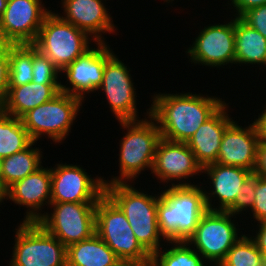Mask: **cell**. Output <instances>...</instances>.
Segmentation results:
<instances>
[{
    "label": "cell",
    "instance_id": "1",
    "mask_svg": "<svg viewBox=\"0 0 266 266\" xmlns=\"http://www.w3.org/2000/svg\"><path fill=\"white\" fill-rule=\"evenodd\" d=\"M150 116L156 121L161 138L187 143L201 124L225 102L220 97L193 93L155 94Z\"/></svg>",
    "mask_w": 266,
    "mask_h": 266
},
{
    "label": "cell",
    "instance_id": "2",
    "mask_svg": "<svg viewBox=\"0 0 266 266\" xmlns=\"http://www.w3.org/2000/svg\"><path fill=\"white\" fill-rule=\"evenodd\" d=\"M190 183V184H189ZM186 182L171 183L160 193L157 204L158 227L167 242L187 241L201 216L208 210L204 189Z\"/></svg>",
    "mask_w": 266,
    "mask_h": 266
},
{
    "label": "cell",
    "instance_id": "3",
    "mask_svg": "<svg viewBox=\"0 0 266 266\" xmlns=\"http://www.w3.org/2000/svg\"><path fill=\"white\" fill-rule=\"evenodd\" d=\"M105 194L122 210L140 245L153 256L163 246L160 242H167L158 227L160 194L148 195L127 182L105 185Z\"/></svg>",
    "mask_w": 266,
    "mask_h": 266
},
{
    "label": "cell",
    "instance_id": "4",
    "mask_svg": "<svg viewBox=\"0 0 266 266\" xmlns=\"http://www.w3.org/2000/svg\"><path fill=\"white\" fill-rule=\"evenodd\" d=\"M147 118L136 121H120L122 129H126L125 136L120 141L119 167L120 176L113 177L107 181L103 179L104 185L113 183H128L141 174V171L151 170L154 163L155 151L161 133L156 121L147 111ZM127 180V181H126Z\"/></svg>",
    "mask_w": 266,
    "mask_h": 266
},
{
    "label": "cell",
    "instance_id": "5",
    "mask_svg": "<svg viewBox=\"0 0 266 266\" xmlns=\"http://www.w3.org/2000/svg\"><path fill=\"white\" fill-rule=\"evenodd\" d=\"M95 233L120 260L151 266L152 256L138 242L125 214L106 194L96 204Z\"/></svg>",
    "mask_w": 266,
    "mask_h": 266
},
{
    "label": "cell",
    "instance_id": "6",
    "mask_svg": "<svg viewBox=\"0 0 266 266\" xmlns=\"http://www.w3.org/2000/svg\"><path fill=\"white\" fill-rule=\"evenodd\" d=\"M90 40L94 41L86 32L50 12L44 18L37 39L32 45L63 71L91 48Z\"/></svg>",
    "mask_w": 266,
    "mask_h": 266
},
{
    "label": "cell",
    "instance_id": "7",
    "mask_svg": "<svg viewBox=\"0 0 266 266\" xmlns=\"http://www.w3.org/2000/svg\"><path fill=\"white\" fill-rule=\"evenodd\" d=\"M83 100L60 92L52 100L25 113L21 120L31 139L37 143L42 134L61 143L71 132Z\"/></svg>",
    "mask_w": 266,
    "mask_h": 266
},
{
    "label": "cell",
    "instance_id": "8",
    "mask_svg": "<svg viewBox=\"0 0 266 266\" xmlns=\"http://www.w3.org/2000/svg\"><path fill=\"white\" fill-rule=\"evenodd\" d=\"M15 230L9 266H67V247L38 222H22Z\"/></svg>",
    "mask_w": 266,
    "mask_h": 266
},
{
    "label": "cell",
    "instance_id": "9",
    "mask_svg": "<svg viewBox=\"0 0 266 266\" xmlns=\"http://www.w3.org/2000/svg\"><path fill=\"white\" fill-rule=\"evenodd\" d=\"M233 216L227 211L208 209L186 242L194 246V250L209 264H220L227 252L240 239L237 225L234 224V220L231 221Z\"/></svg>",
    "mask_w": 266,
    "mask_h": 266
},
{
    "label": "cell",
    "instance_id": "10",
    "mask_svg": "<svg viewBox=\"0 0 266 266\" xmlns=\"http://www.w3.org/2000/svg\"><path fill=\"white\" fill-rule=\"evenodd\" d=\"M97 202H51L52 213H43L38 223L66 247L95 233Z\"/></svg>",
    "mask_w": 266,
    "mask_h": 266
},
{
    "label": "cell",
    "instance_id": "11",
    "mask_svg": "<svg viewBox=\"0 0 266 266\" xmlns=\"http://www.w3.org/2000/svg\"><path fill=\"white\" fill-rule=\"evenodd\" d=\"M56 166L50 168L51 202H98L105 194L104 177L94 179L80 165Z\"/></svg>",
    "mask_w": 266,
    "mask_h": 266
},
{
    "label": "cell",
    "instance_id": "12",
    "mask_svg": "<svg viewBox=\"0 0 266 266\" xmlns=\"http://www.w3.org/2000/svg\"><path fill=\"white\" fill-rule=\"evenodd\" d=\"M127 66L113 53L106 61L103 79L98 90L106 99L118 122L140 120L137 116L136 89Z\"/></svg>",
    "mask_w": 266,
    "mask_h": 266
},
{
    "label": "cell",
    "instance_id": "13",
    "mask_svg": "<svg viewBox=\"0 0 266 266\" xmlns=\"http://www.w3.org/2000/svg\"><path fill=\"white\" fill-rule=\"evenodd\" d=\"M51 11L41 0H8L0 17V31L14 45L33 44Z\"/></svg>",
    "mask_w": 266,
    "mask_h": 266
},
{
    "label": "cell",
    "instance_id": "14",
    "mask_svg": "<svg viewBox=\"0 0 266 266\" xmlns=\"http://www.w3.org/2000/svg\"><path fill=\"white\" fill-rule=\"evenodd\" d=\"M186 52L194 64L218 68L235 64L234 19L202 29Z\"/></svg>",
    "mask_w": 266,
    "mask_h": 266
},
{
    "label": "cell",
    "instance_id": "15",
    "mask_svg": "<svg viewBox=\"0 0 266 266\" xmlns=\"http://www.w3.org/2000/svg\"><path fill=\"white\" fill-rule=\"evenodd\" d=\"M97 48L91 47L83 55L75 59L61 73L65 76L70 87L63 84L60 92L78 97L84 101L86 93L97 91L102 83L104 66L113 54L105 42H96Z\"/></svg>",
    "mask_w": 266,
    "mask_h": 266
},
{
    "label": "cell",
    "instance_id": "16",
    "mask_svg": "<svg viewBox=\"0 0 266 266\" xmlns=\"http://www.w3.org/2000/svg\"><path fill=\"white\" fill-rule=\"evenodd\" d=\"M203 167L197 162L187 143L173 142L161 138L157 144L151 173L161 182H177L202 173Z\"/></svg>",
    "mask_w": 266,
    "mask_h": 266
},
{
    "label": "cell",
    "instance_id": "17",
    "mask_svg": "<svg viewBox=\"0 0 266 266\" xmlns=\"http://www.w3.org/2000/svg\"><path fill=\"white\" fill-rule=\"evenodd\" d=\"M233 121L225 130L216 163L241 167L254 172L257 147L260 141L253 121L243 128Z\"/></svg>",
    "mask_w": 266,
    "mask_h": 266
},
{
    "label": "cell",
    "instance_id": "18",
    "mask_svg": "<svg viewBox=\"0 0 266 266\" xmlns=\"http://www.w3.org/2000/svg\"><path fill=\"white\" fill-rule=\"evenodd\" d=\"M8 199L18 206L28 208L23 222H38L43 217L42 206L51 204L50 168L42 166L24 179L16 181L8 188Z\"/></svg>",
    "mask_w": 266,
    "mask_h": 266
},
{
    "label": "cell",
    "instance_id": "19",
    "mask_svg": "<svg viewBox=\"0 0 266 266\" xmlns=\"http://www.w3.org/2000/svg\"><path fill=\"white\" fill-rule=\"evenodd\" d=\"M61 1L65 15L56 14L64 21L86 32L95 42H105L102 33L109 32L111 34L117 31L103 0Z\"/></svg>",
    "mask_w": 266,
    "mask_h": 266
},
{
    "label": "cell",
    "instance_id": "20",
    "mask_svg": "<svg viewBox=\"0 0 266 266\" xmlns=\"http://www.w3.org/2000/svg\"><path fill=\"white\" fill-rule=\"evenodd\" d=\"M202 173L207 174L213 184L211 193L204 191L207 209L226 211L234 203L243 183L253 171L215 162L204 166ZM211 197L218 198V208L213 206Z\"/></svg>",
    "mask_w": 266,
    "mask_h": 266
},
{
    "label": "cell",
    "instance_id": "21",
    "mask_svg": "<svg viewBox=\"0 0 266 266\" xmlns=\"http://www.w3.org/2000/svg\"><path fill=\"white\" fill-rule=\"evenodd\" d=\"M227 108L228 104L224 103L187 141L188 147L202 167L217 161L222 136L234 121L227 114Z\"/></svg>",
    "mask_w": 266,
    "mask_h": 266
},
{
    "label": "cell",
    "instance_id": "22",
    "mask_svg": "<svg viewBox=\"0 0 266 266\" xmlns=\"http://www.w3.org/2000/svg\"><path fill=\"white\" fill-rule=\"evenodd\" d=\"M61 84H38L29 82L9 87L1 110L13 117L21 118L29 110L52 100L60 93Z\"/></svg>",
    "mask_w": 266,
    "mask_h": 266
},
{
    "label": "cell",
    "instance_id": "23",
    "mask_svg": "<svg viewBox=\"0 0 266 266\" xmlns=\"http://www.w3.org/2000/svg\"><path fill=\"white\" fill-rule=\"evenodd\" d=\"M119 260L96 233L67 247V266H112Z\"/></svg>",
    "mask_w": 266,
    "mask_h": 266
},
{
    "label": "cell",
    "instance_id": "24",
    "mask_svg": "<svg viewBox=\"0 0 266 266\" xmlns=\"http://www.w3.org/2000/svg\"><path fill=\"white\" fill-rule=\"evenodd\" d=\"M235 63L263 65L266 61V38L245 23L234 18Z\"/></svg>",
    "mask_w": 266,
    "mask_h": 266
},
{
    "label": "cell",
    "instance_id": "25",
    "mask_svg": "<svg viewBox=\"0 0 266 266\" xmlns=\"http://www.w3.org/2000/svg\"><path fill=\"white\" fill-rule=\"evenodd\" d=\"M34 144L35 141L26 149L0 160V177L7 188L42 167V151L33 148Z\"/></svg>",
    "mask_w": 266,
    "mask_h": 266
},
{
    "label": "cell",
    "instance_id": "26",
    "mask_svg": "<svg viewBox=\"0 0 266 266\" xmlns=\"http://www.w3.org/2000/svg\"><path fill=\"white\" fill-rule=\"evenodd\" d=\"M32 142L21 118L0 109V160L26 149Z\"/></svg>",
    "mask_w": 266,
    "mask_h": 266
},
{
    "label": "cell",
    "instance_id": "27",
    "mask_svg": "<svg viewBox=\"0 0 266 266\" xmlns=\"http://www.w3.org/2000/svg\"><path fill=\"white\" fill-rule=\"evenodd\" d=\"M167 243L173 246L165 251L160 248L152 256L151 266H205L204 258L186 241Z\"/></svg>",
    "mask_w": 266,
    "mask_h": 266
},
{
    "label": "cell",
    "instance_id": "28",
    "mask_svg": "<svg viewBox=\"0 0 266 266\" xmlns=\"http://www.w3.org/2000/svg\"><path fill=\"white\" fill-rule=\"evenodd\" d=\"M33 45H14L9 50V87L33 81Z\"/></svg>",
    "mask_w": 266,
    "mask_h": 266
},
{
    "label": "cell",
    "instance_id": "29",
    "mask_svg": "<svg viewBox=\"0 0 266 266\" xmlns=\"http://www.w3.org/2000/svg\"><path fill=\"white\" fill-rule=\"evenodd\" d=\"M240 239L227 252L221 266H266V260L257 248L252 236L240 235Z\"/></svg>",
    "mask_w": 266,
    "mask_h": 266
},
{
    "label": "cell",
    "instance_id": "30",
    "mask_svg": "<svg viewBox=\"0 0 266 266\" xmlns=\"http://www.w3.org/2000/svg\"><path fill=\"white\" fill-rule=\"evenodd\" d=\"M61 71L53 62L33 46V82L38 84H61L58 81Z\"/></svg>",
    "mask_w": 266,
    "mask_h": 266
},
{
    "label": "cell",
    "instance_id": "31",
    "mask_svg": "<svg viewBox=\"0 0 266 266\" xmlns=\"http://www.w3.org/2000/svg\"><path fill=\"white\" fill-rule=\"evenodd\" d=\"M256 174L253 172L243 183L234 203L226 210L232 215L241 214L242 211L252 210L255 198Z\"/></svg>",
    "mask_w": 266,
    "mask_h": 266
},
{
    "label": "cell",
    "instance_id": "32",
    "mask_svg": "<svg viewBox=\"0 0 266 266\" xmlns=\"http://www.w3.org/2000/svg\"><path fill=\"white\" fill-rule=\"evenodd\" d=\"M251 212L257 223L266 221V179L256 174L255 198Z\"/></svg>",
    "mask_w": 266,
    "mask_h": 266
},
{
    "label": "cell",
    "instance_id": "33",
    "mask_svg": "<svg viewBox=\"0 0 266 266\" xmlns=\"http://www.w3.org/2000/svg\"><path fill=\"white\" fill-rule=\"evenodd\" d=\"M240 18L266 38V4L250 9Z\"/></svg>",
    "mask_w": 266,
    "mask_h": 266
},
{
    "label": "cell",
    "instance_id": "34",
    "mask_svg": "<svg viewBox=\"0 0 266 266\" xmlns=\"http://www.w3.org/2000/svg\"><path fill=\"white\" fill-rule=\"evenodd\" d=\"M9 89V59H0V109L3 106Z\"/></svg>",
    "mask_w": 266,
    "mask_h": 266
},
{
    "label": "cell",
    "instance_id": "35",
    "mask_svg": "<svg viewBox=\"0 0 266 266\" xmlns=\"http://www.w3.org/2000/svg\"><path fill=\"white\" fill-rule=\"evenodd\" d=\"M254 173L266 179V142L259 141Z\"/></svg>",
    "mask_w": 266,
    "mask_h": 266
},
{
    "label": "cell",
    "instance_id": "36",
    "mask_svg": "<svg viewBox=\"0 0 266 266\" xmlns=\"http://www.w3.org/2000/svg\"><path fill=\"white\" fill-rule=\"evenodd\" d=\"M231 4L236 9L235 17H241L250 9L266 4V0H231Z\"/></svg>",
    "mask_w": 266,
    "mask_h": 266
},
{
    "label": "cell",
    "instance_id": "37",
    "mask_svg": "<svg viewBox=\"0 0 266 266\" xmlns=\"http://www.w3.org/2000/svg\"><path fill=\"white\" fill-rule=\"evenodd\" d=\"M259 230H256V236L252 237L255 244L257 245V248L261 252L262 256L266 260V221L259 222Z\"/></svg>",
    "mask_w": 266,
    "mask_h": 266
},
{
    "label": "cell",
    "instance_id": "38",
    "mask_svg": "<svg viewBox=\"0 0 266 266\" xmlns=\"http://www.w3.org/2000/svg\"><path fill=\"white\" fill-rule=\"evenodd\" d=\"M261 141L266 142V107L254 121Z\"/></svg>",
    "mask_w": 266,
    "mask_h": 266
},
{
    "label": "cell",
    "instance_id": "39",
    "mask_svg": "<svg viewBox=\"0 0 266 266\" xmlns=\"http://www.w3.org/2000/svg\"><path fill=\"white\" fill-rule=\"evenodd\" d=\"M14 44L0 31V59H9V50Z\"/></svg>",
    "mask_w": 266,
    "mask_h": 266
},
{
    "label": "cell",
    "instance_id": "40",
    "mask_svg": "<svg viewBox=\"0 0 266 266\" xmlns=\"http://www.w3.org/2000/svg\"><path fill=\"white\" fill-rule=\"evenodd\" d=\"M8 200V188L4 185L0 177V204L5 200Z\"/></svg>",
    "mask_w": 266,
    "mask_h": 266
},
{
    "label": "cell",
    "instance_id": "41",
    "mask_svg": "<svg viewBox=\"0 0 266 266\" xmlns=\"http://www.w3.org/2000/svg\"><path fill=\"white\" fill-rule=\"evenodd\" d=\"M8 0H0V17L3 15Z\"/></svg>",
    "mask_w": 266,
    "mask_h": 266
},
{
    "label": "cell",
    "instance_id": "42",
    "mask_svg": "<svg viewBox=\"0 0 266 266\" xmlns=\"http://www.w3.org/2000/svg\"><path fill=\"white\" fill-rule=\"evenodd\" d=\"M112 266H134V265L127 261L119 260L115 265Z\"/></svg>",
    "mask_w": 266,
    "mask_h": 266
},
{
    "label": "cell",
    "instance_id": "43",
    "mask_svg": "<svg viewBox=\"0 0 266 266\" xmlns=\"http://www.w3.org/2000/svg\"><path fill=\"white\" fill-rule=\"evenodd\" d=\"M170 1H174V0H165L164 2H167V3H169Z\"/></svg>",
    "mask_w": 266,
    "mask_h": 266
}]
</instances>
